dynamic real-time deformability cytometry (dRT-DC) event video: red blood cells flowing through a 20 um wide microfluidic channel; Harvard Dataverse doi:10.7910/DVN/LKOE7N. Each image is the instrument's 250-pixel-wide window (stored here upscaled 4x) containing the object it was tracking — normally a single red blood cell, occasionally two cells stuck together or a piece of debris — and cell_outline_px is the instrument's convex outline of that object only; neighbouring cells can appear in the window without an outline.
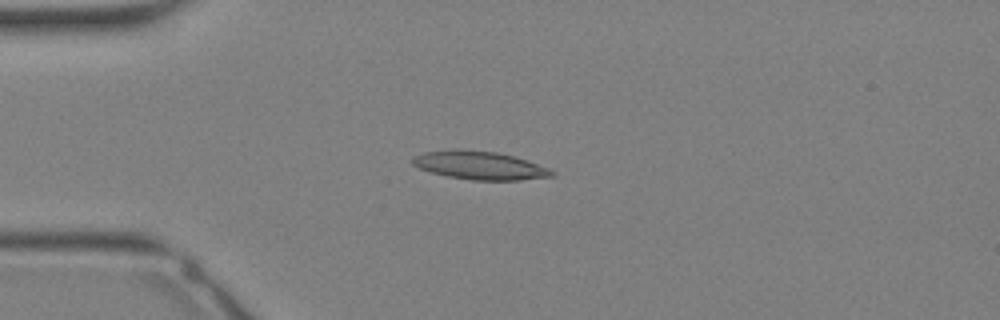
{"species": "Egyptian fruit bat (a non-hibernating species)", "species_latin": "Rousettus aegyptiacus", "temperature_condition": "warm", "stored_images_in_passage": 26, "camera_frame_rate_fps": 3000, "um_per_image_px": 0.085, "animal": {"sex": "female"}, "frame": {"image": 1, "passage_image": 1, "time_ms": 0.0, "image_size_px": [1000, 320], "cell_outline_px": [[556, 172], [552, 176], [520, 180], [472, 180], [448, 176], [432, 172], [420, 168], [412, 164], [412, 156], [424, 152], [452, 148], [460, 148], [496, 152], [516, 156], [528, 160], [548, 168]], "centroid_in_image_um": [40.76, 14.03], "position_along_channel_um": 44.2, "area_um2": 23.18}}
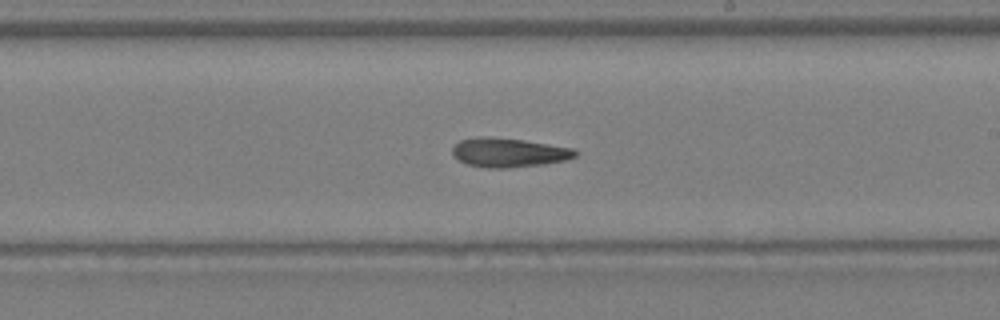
{"frame": {"image": 2, "passage_image": 12, "time_ms": 3.667, "image_size_px": [1000, 320], "cell_outline_px": [[576, 156], [564, 160], [544, 164], [508, 168], [488, 168], [468, 164], [460, 160], [452, 152], [452, 148], [460, 140], [480, 136], [484, 136], [524, 140], [572, 148], [576, 152]], "centroid_in_image_um": [43.23, 12.96], "position_along_channel_um": 245.8, "area_um2": 20.58}}
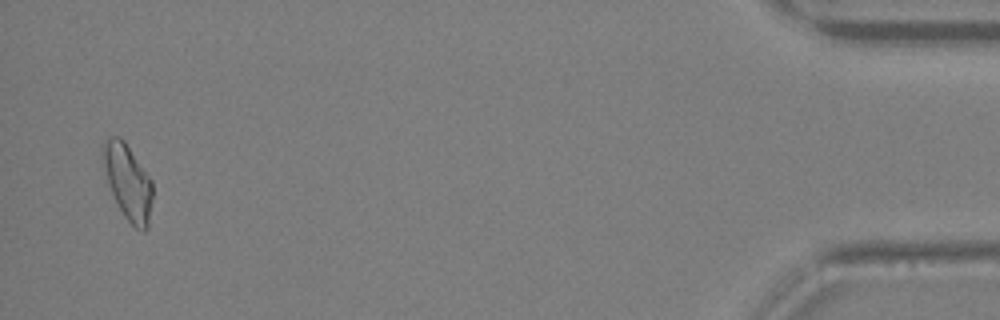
{"frame": {"image": 3, "passage_image": 25, "time_ms": 8.0, "image_size_px": [1000, 320], "cell_outline_px": [[152, 200], [148, 228], [144, 232], [136, 228], [124, 216], [112, 192], [108, 180], [104, 164], [104, 144], [112, 136], [120, 136], [124, 140], [152, 180]], "centroid_in_image_um": [10.93, 15.5], "position_along_channel_um": 424.3, "area_um2": 21.1}}